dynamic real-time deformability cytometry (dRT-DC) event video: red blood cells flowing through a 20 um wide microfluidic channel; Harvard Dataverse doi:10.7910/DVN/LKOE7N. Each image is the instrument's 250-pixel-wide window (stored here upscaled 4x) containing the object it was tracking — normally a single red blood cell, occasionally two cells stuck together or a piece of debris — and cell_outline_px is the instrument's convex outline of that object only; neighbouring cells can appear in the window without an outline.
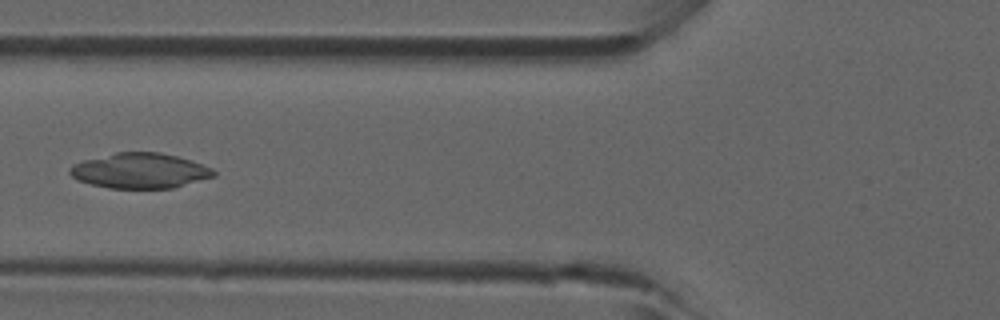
{"species": "common noctule bat (a hibernating species)", "species_latin": "Nyctalus noctula", "temperature_condition": "room temperature", "stored_images_in_passage": 4, "camera_frame_rate_fps": 3000, "um_per_image_px": 0.085, "animal": {"sex": "male", "forearm_length_mm": 52.5}, "frame": {"image": 1, "passage_image": 4, "time_ms": 1.0, "image_size_px": [1000, 320], "cell_outline_px": [[216, 176], [172, 188], [108, 188], [76, 180], [68, 172], [68, 168], [72, 164], [84, 160], [116, 152], [160, 152], [192, 160], [212, 168], [216, 172]], "centroid_in_image_um": [11.89, 14.51], "position_along_channel_um": 113.9, "area_um2": 29.59}}